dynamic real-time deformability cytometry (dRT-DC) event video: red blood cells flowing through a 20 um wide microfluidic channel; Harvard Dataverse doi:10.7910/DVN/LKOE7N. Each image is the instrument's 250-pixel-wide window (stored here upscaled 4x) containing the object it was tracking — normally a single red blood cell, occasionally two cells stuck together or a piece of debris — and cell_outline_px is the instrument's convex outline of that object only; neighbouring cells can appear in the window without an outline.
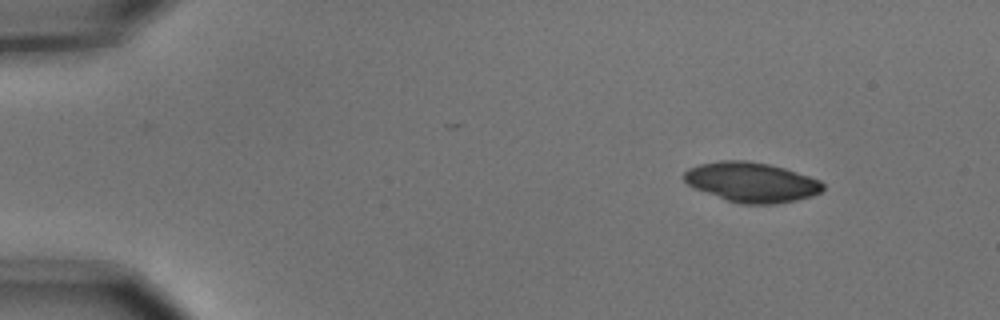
{"species": "common noctule bat (a hibernating species)", "species_latin": "Nyctalus noctula", "temperature_condition": "cold", "stored_images_in_passage": 4, "camera_frame_rate_fps": 3000, "um_per_image_px": 0.085, "animal": {"sex": "male", "body_mass_g": 15.6}, "frame": {"image": 1, "passage_image": 1, "time_ms": 0.0, "image_size_px": [1000, 320], "cell_outline_px": [[824, 188], [820, 192], [812, 196], [796, 200], [776, 204], [744, 204], [728, 200], [696, 188], [688, 184], [684, 180], [684, 172], [688, 168], [700, 164], [720, 160], [744, 160], [768, 164], [784, 168], [820, 180], [824, 184]], "centroid_in_image_um": [63.9, 15.48], "position_along_channel_um": 21.1, "area_um2": 31.91}}